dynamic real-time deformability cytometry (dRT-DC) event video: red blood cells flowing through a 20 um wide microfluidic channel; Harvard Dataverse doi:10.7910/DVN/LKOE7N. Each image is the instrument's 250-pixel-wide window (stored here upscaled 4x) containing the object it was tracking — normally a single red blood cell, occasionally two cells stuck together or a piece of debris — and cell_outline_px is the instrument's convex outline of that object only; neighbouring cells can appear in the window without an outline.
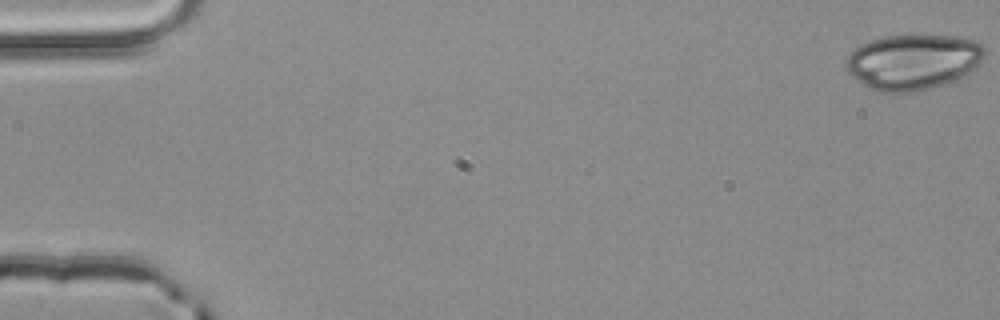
{"species": "common noctule bat (a hibernating species)", "species_latin": "Nyctalus noctula", "temperature_condition": "room temperature", "stored_images_in_passage": 4, "segment_of_instrument_passage": [1, 2], "camera_frame_rate_fps": 3000, "um_per_image_px": 0.085, "animal": {"sex": "male", "body_mass_g": 20.4}, "frame": {"image": 1, "passage_image": 1, "time_ms": 0.0, "image_size_px": [1000, 320], "cell_outline_px": [[984, 56], [980, 64], [976, 68], [944, 84], [928, 88], [908, 92], [876, 92], [868, 88], [852, 76], [848, 72], [844, 64], [844, 60], [860, 44], [884, 36], [956, 36], [972, 40], [980, 44], [984, 48]], "centroid_in_image_um": [77.57, 5.26], "position_along_channel_um": 7.4, "area_um2": 44.39}}